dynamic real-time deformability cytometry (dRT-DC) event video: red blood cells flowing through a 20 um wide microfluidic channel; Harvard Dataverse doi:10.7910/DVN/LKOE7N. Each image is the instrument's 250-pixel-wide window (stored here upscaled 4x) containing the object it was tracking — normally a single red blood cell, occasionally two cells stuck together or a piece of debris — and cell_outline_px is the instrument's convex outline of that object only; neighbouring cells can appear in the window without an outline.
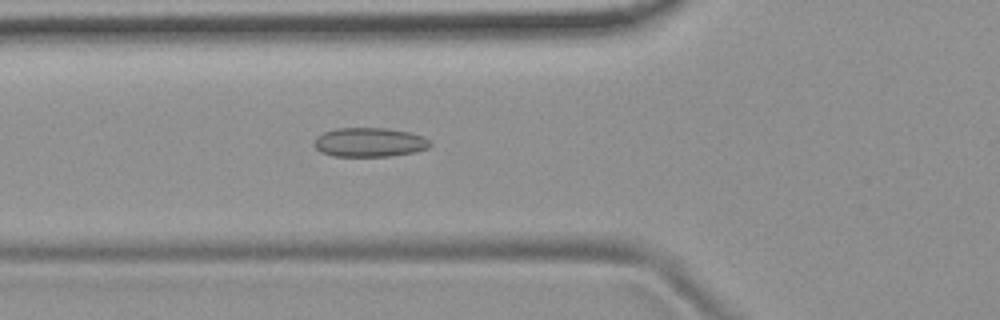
{"species": "common noctule bat (a hibernating species)", "species_latin": "Nyctalus noctula", "temperature_condition": "room temperature", "stored_images_in_passage": 54, "camera_frame_rate_fps": 3000, "um_per_image_px": 0.085, "animal": {"sex": "female", "body_mass_g": 19.9}, "frame": {"image": 1, "passage_image": 20, "time_ms": 6.333, "image_size_px": [1000, 320], "cell_outline_px": [[432, 144], [428, 148], [412, 152], [392, 156], [332, 156], [320, 152], [312, 144], [316, 136], [324, 132], [336, 128], [388, 128], [408, 132], [424, 136], [432, 140]], "centroid_in_image_um": [31.4, 12.09], "position_along_channel_um": 94.4, "area_um2": 19.94}}
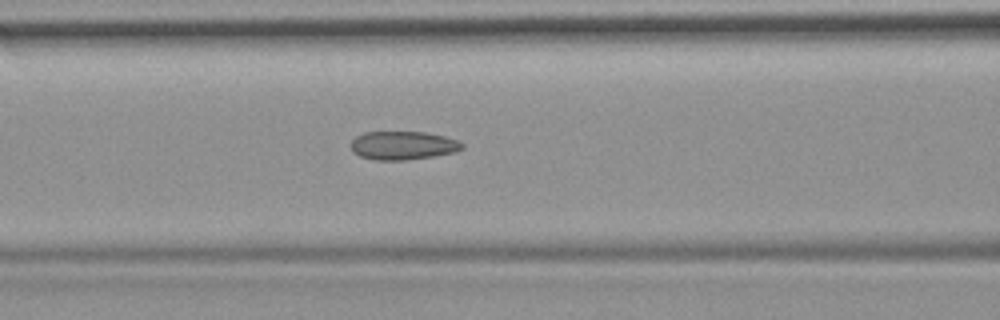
{"frame": {"image": 2, "passage_image": 23, "time_ms": 7.333, "image_size_px": [1000, 320], "cell_outline_px": [[464, 148], [456, 152], [432, 156], [404, 160], [376, 160], [360, 156], [352, 152], [348, 144], [356, 136], [364, 132], [428, 132], [460, 140], [464, 144]], "centroid_in_image_um": [34.25, 12.36], "position_along_channel_um": 132.4, "area_um2": 18.73}}
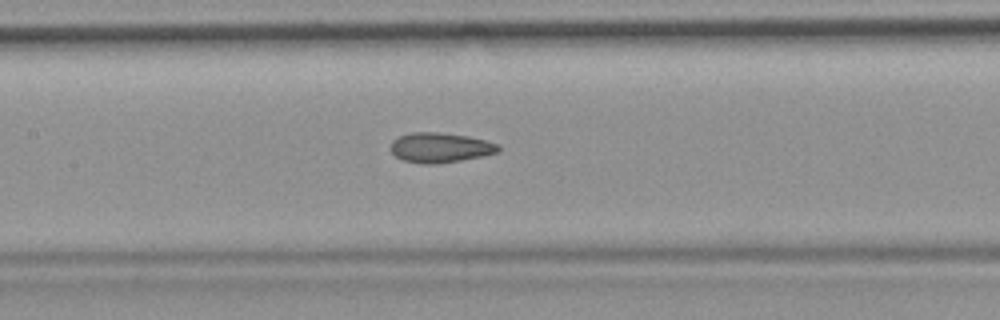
{"frame": {"image": 3, "passage_image": 26, "time_ms": 8.333, "image_size_px": [1000, 320], "cell_outline_px": [[500, 152], [460, 160], [432, 164], [424, 164], [404, 160], [396, 156], [392, 152], [392, 140], [400, 136], [412, 132], [440, 132], [468, 136], [500, 144]], "centroid_in_image_um": [37.44, 12.53], "position_along_channel_um": 170.0, "area_um2": 18.55}, "authors_computed_cell_mechanics": {"area_um2": 19.0451, "velocity_mm_per_s": 3.7601, "shape_relaxation_time_tau1_ms": null, "shape_relaxation_time_tau2_ms": 2.1152, "deformation_change_tau1": null, "deformation_change_tau2": 0.0794}}